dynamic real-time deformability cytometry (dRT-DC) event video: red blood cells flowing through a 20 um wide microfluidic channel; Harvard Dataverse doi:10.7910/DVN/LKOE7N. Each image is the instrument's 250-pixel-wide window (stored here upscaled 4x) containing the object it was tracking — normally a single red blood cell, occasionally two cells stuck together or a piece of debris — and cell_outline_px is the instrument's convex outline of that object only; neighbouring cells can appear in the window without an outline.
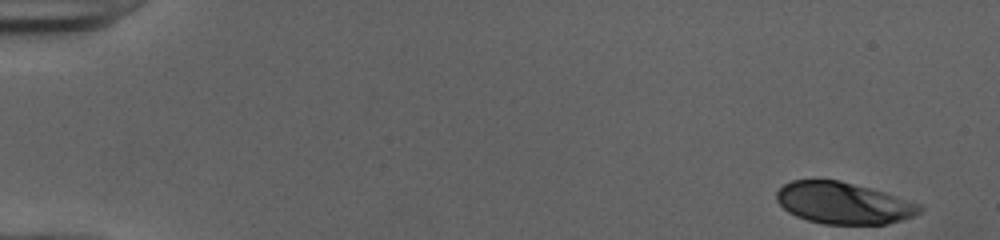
{"species": "human", "species_latin": "Homo sapiens", "temperature_condition": "cold", "stored_images_in_passage": 46, "camera_frame_rate_fps": 3000, "um_per_image_px": 0.085, "donor": {"sex": "female"}, "frame": {"image": 1, "passage_image": 1, "time_ms": 0.0, "image_size_px": [1000, 240], "cell_outline_px": [[924, 208], [916, 216], [888, 224], [824, 224], [808, 220], [796, 216], [788, 212], [776, 200], [776, 192], [784, 184], [792, 180], [840, 180], [884, 192], [920, 204]], "centroid_in_image_um": [71.7, 17.27], "position_along_channel_um": 13.3, "area_um2": 34.74}}
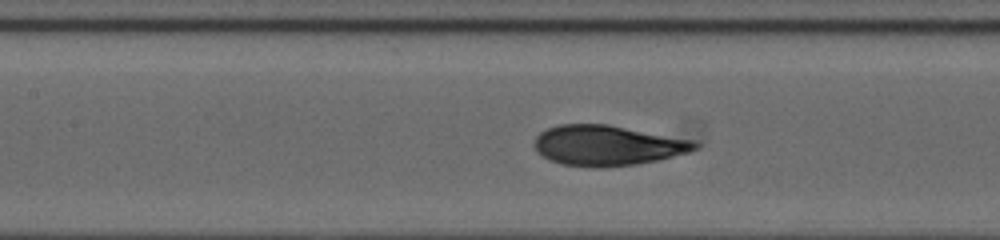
{"frame": {"image": 2, "passage_image": 23, "time_ms": 7.333, "image_size_px": [1000, 240], "cell_outline_px": [[700, 148], [688, 152], [660, 160], [636, 164], [600, 168], [596, 168], [564, 164], [548, 160], [536, 152], [532, 144], [536, 136], [540, 132], [548, 128], [560, 124], [608, 124], [696, 140], [700, 144]], "centroid_in_image_um": [51.64, 12.36], "position_along_channel_um": 155.8, "area_um2": 38.21}}
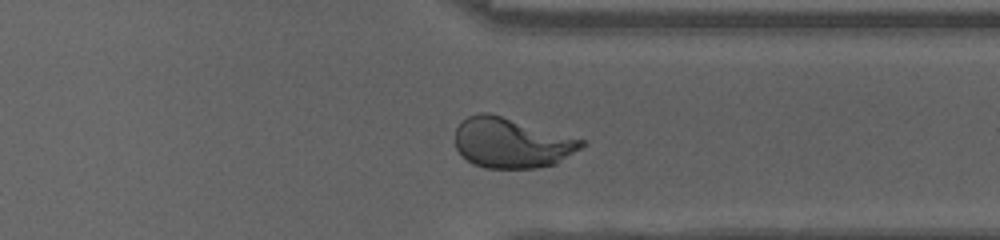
{"frame": {"image": 3, "passage_image": 39, "time_ms": 12.667, "image_size_px": [1000, 240], "cell_outline_px": [[588, 144], [556, 164], [536, 168], [484, 168], [472, 164], [456, 148], [456, 128], [468, 116], [480, 112], [488, 112], [584, 140]], "centroid_in_image_um": [43.5, 12.16], "position_along_channel_um": 367.9, "area_um2": 36.7}, "authors_computed_cell_mechanics": {"area_um2": 37.281, "velocity_mm_per_s": 3.9899, "shape_relaxation_time_tau1_ms": 4.9792, "shape_relaxation_time_tau2_ms": null, "deformation_change_tau1": 0.2179, "deformation_change_tau2": null}}